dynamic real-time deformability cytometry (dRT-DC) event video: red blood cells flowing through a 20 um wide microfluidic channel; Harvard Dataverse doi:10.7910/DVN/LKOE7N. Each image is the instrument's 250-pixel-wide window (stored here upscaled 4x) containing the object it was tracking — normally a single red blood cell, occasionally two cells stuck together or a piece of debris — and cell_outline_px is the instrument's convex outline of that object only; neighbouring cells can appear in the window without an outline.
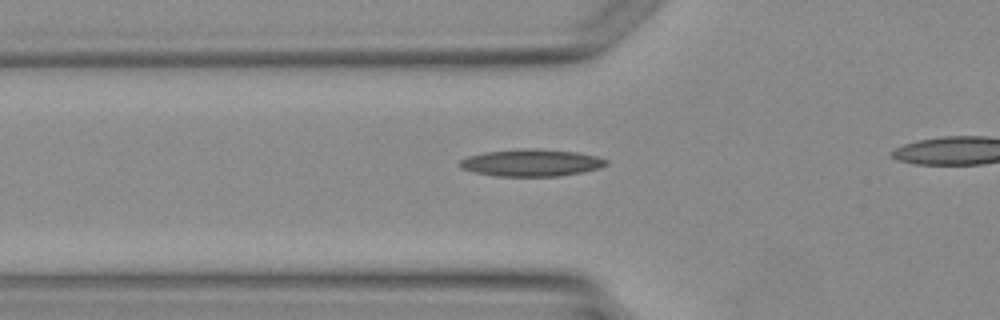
{"species": "Egyptian fruit bat (a non-hibernating species)", "species_latin": "Rousettus aegyptiacus", "temperature_condition": "warm", "stored_images_in_passage": 4, "camera_frame_rate_fps": 3000, "um_per_image_px": 0.085, "animal": {"sex": "female"}, "frame": {"image": 1, "passage_image": 2, "time_ms": 1.333, "image_size_px": [1000, 320], "cell_outline_px": [[608, 164], [600, 168], [584, 172], [560, 176], [496, 176], [472, 172], [460, 168], [460, 160], [468, 156], [484, 152], [524, 148], [536, 148], [576, 152], [596, 156], [608, 160]], "centroid_in_image_um": [45.17, 13.83], "position_along_channel_um": 80.6, "area_um2": 23.29}}